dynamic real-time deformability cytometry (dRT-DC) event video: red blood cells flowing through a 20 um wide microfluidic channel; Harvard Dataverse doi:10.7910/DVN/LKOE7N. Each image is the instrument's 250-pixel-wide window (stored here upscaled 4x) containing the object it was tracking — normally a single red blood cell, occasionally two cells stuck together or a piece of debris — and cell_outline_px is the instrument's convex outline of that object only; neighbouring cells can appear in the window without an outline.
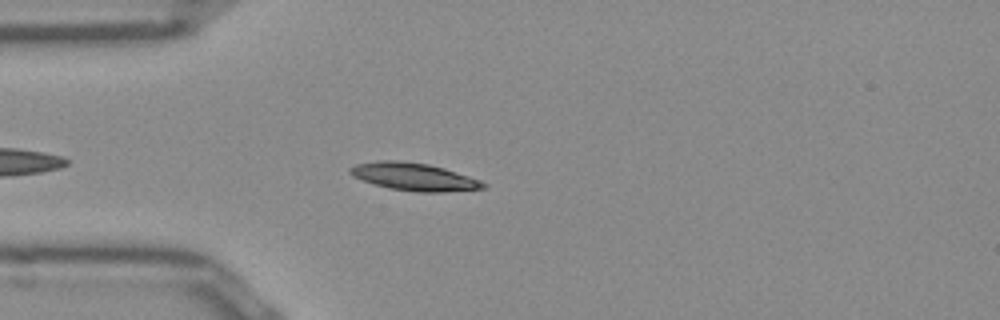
{"species": "Egyptian fruit bat (a non-hibernating species)", "species_latin": "Rousettus aegyptiacus", "temperature_condition": "room temperature", "stored_images_in_passage": 37, "camera_frame_rate_fps": 3000, "um_per_image_px": 0.085, "frame": {"image": 1, "passage_image": 5, "time_ms": 1.333, "image_size_px": [1000, 320], "cell_outline_px": [[488, 184], [484, 188], [444, 192], [416, 192], [388, 188], [352, 176], [348, 172], [348, 168], [356, 164], [376, 160], [396, 160], [428, 164], [444, 168], [480, 180]], "centroid_in_image_um": [35.17, 15.02], "position_along_channel_um": 49.8, "area_um2": 21.39}}
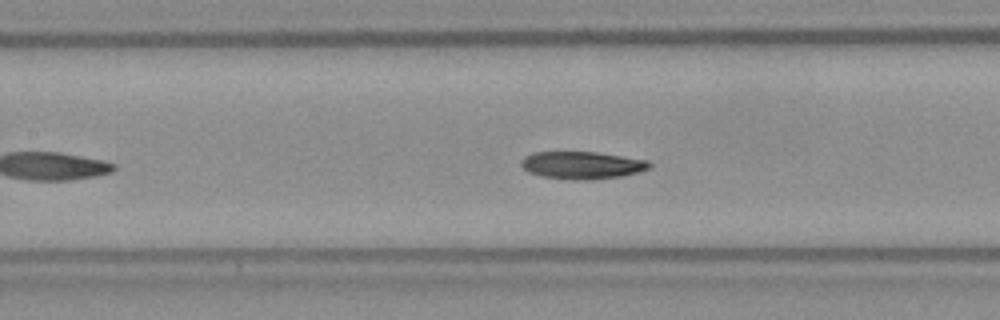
{"frame": {"image": 2, "passage_image": 14, "time_ms": 4.333, "image_size_px": [1000, 320], "cell_outline_px": [[652, 164], [648, 168], [640, 172], [620, 176], [592, 180], [572, 180], [544, 176], [528, 172], [520, 164], [520, 160], [524, 156], [536, 152], [596, 152], [648, 160]], "centroid_in_image_um": [49.47, 14.04], "position_along_channel_um": 157.9, "area_um2": 20.52}}
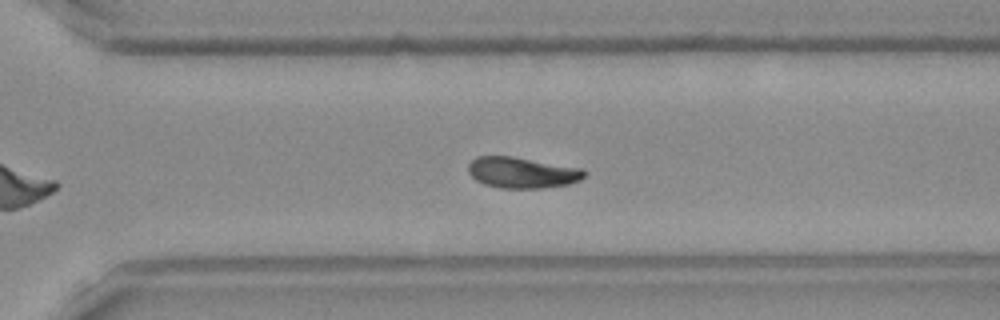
{"frame": {"image": 3, "passage_image": 27, "time_ms": 8.667, "image_size_px": [1000, 320], "cell_outline_px": [[584, 176], [580, 180], [568, 184], [540, 188], [500, 188], [484, 184], [476, 180], [468, 172], [468, 164], [476, 156], [512, 156], [580, 168], [584, 172]], "centroid_in_image_um": [44.32, 14.67], "position_along_channel_um": 326.3, "area_um2": 20.75}, "authors_computed_cell_mechanics": {"area_um2": 20.4034, "velocity_mm_per_s": 3.8948, "shape_relaxation_time_tau1_ms": 9.1183, "shape_relaxation_time_tau2_ms": 10.2183, "deformation_change_tau1": 0.1642, "deformation_change_tau2": 0.1544}}